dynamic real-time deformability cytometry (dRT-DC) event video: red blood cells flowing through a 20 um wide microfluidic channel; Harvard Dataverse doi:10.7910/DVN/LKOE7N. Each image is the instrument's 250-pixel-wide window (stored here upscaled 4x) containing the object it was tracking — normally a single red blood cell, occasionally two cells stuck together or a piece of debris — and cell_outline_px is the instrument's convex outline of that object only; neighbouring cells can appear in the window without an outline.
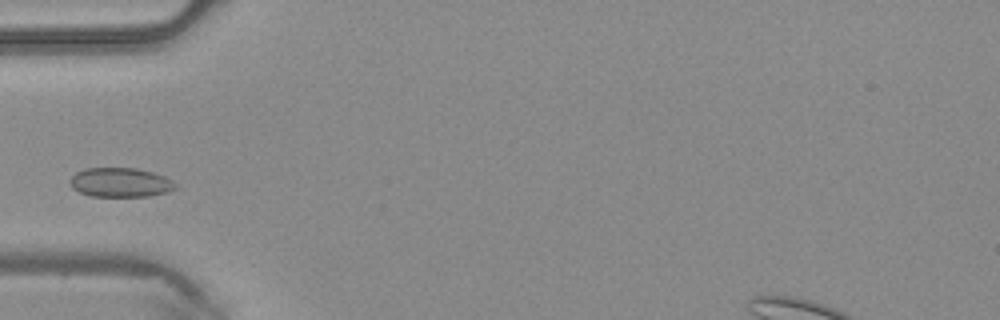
{"species": "common noctule bat (a hibernating species)", "species_latin": "Nyctalus noctula", "temperature_condition": "warm", "stored_images_in_passage": 4, "camera_frame_rate_fps": 3000, "um_per_image_px": 0.085, "animal": {"sex": "male", "body_mass_g": 20.4}, "frame": {"image": 1, "passage_image": 3, "time_ms": 0.667, "image_size_px": [1000, 320], "cell_outline_px": [[180, 188], [168, 192], [148, 196], [92, 196], [80, 192], [72, 188], [68, 180], [76, 172], [84, 168], [136, 168], [152, 172], [164, 176], [172, 180]], "centroid_in_image_um": [10.25, 15.5], "position_along_channel_um": 74.8, "area_um2": 18.15}}